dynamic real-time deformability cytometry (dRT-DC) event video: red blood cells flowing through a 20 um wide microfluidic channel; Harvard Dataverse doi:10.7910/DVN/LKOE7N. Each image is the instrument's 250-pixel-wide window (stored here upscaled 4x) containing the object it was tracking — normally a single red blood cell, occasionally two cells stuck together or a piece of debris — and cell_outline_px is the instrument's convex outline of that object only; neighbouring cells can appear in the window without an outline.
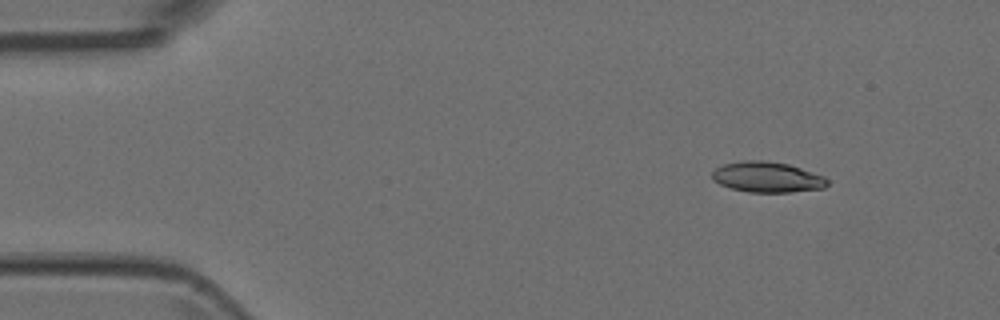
{"species": "Egyptian fruit bat (a non-hibernating species)", "species_latin": "Rousettus aegyptiacus", "temperature_condition": "room temperature", "stored_images_in_passage": 3, "camera_frame_rate_fps": 3000, "um_per_image_px": 0.085, "animal": {"sex": "female"}, "frame": {"image": 1, "passage_image": 1, "time_ms": 0.0, "image_size_px": [1000, 320], "cell_outline_px": [[828, 184], [824, 188], [788, 192], [748, 192], [732, 188], [720, 184], [712, 180], [712, 172], [716, 168], [724, 164], [744, 160], [764, 160], [788, 164], [824, 176], [828, 180]], "centroid_in_image_um": [65.2, 15.05], "position_along_channel_um": 19.8, "area_um2": 20.4}}
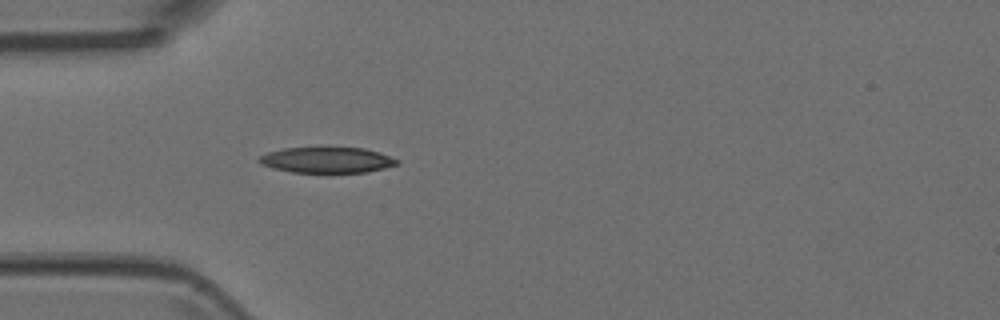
{"frame": {"image": 2, "passage_image": 3, "time_ms": 0.667, "image_size_px": [1000, 320], "cell_outline_px": [[400, 164], [368, 172], [292, 172], [272, 168], [260, 164], [256, 160], [260, 156], [268, 152], [284, 148], [364, 148], [380, 152], [400, 160]], "centroid_in_image_um": [27.8, 13.6], "position_along_channel_um": 57.2, "area_um2": 20.69}}